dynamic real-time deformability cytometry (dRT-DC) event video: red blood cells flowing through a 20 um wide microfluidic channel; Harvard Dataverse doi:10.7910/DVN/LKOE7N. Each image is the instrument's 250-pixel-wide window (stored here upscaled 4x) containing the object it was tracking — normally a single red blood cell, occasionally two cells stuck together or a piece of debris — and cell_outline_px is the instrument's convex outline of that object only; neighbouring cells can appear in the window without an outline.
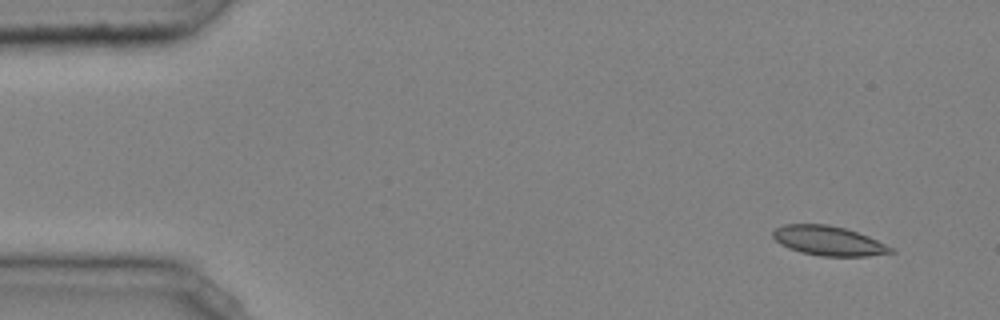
{"species": "common noctule bat (a hibernating species)", "species_latin": "Nyctalus noctula", "temperature_condition": "cold", "stored_images_in_passage": 44, "camera_frame_rate_fps": 3000, "um_per_image_px": 0.085, "animal": {"sex": "male", "body_mass_g": 20.4}, "frame": {"image": 1, "passage_image": 1, "time_ms": 0.0, "image_size_px": [1000, 320], "cell_outline_px": [[896, 252], [868, 256], [820, 256], [800, 252], [788, 248], [780, 244], [772, 236], [772, 232], [776, 228], [784, 224], [828, 224], [844, 228], [868, 236], [896, 248]], "centroid_in_image_um": [70.44, 20.47], "position_along_channel_um": 14.6, "area_um2": 20.4}}
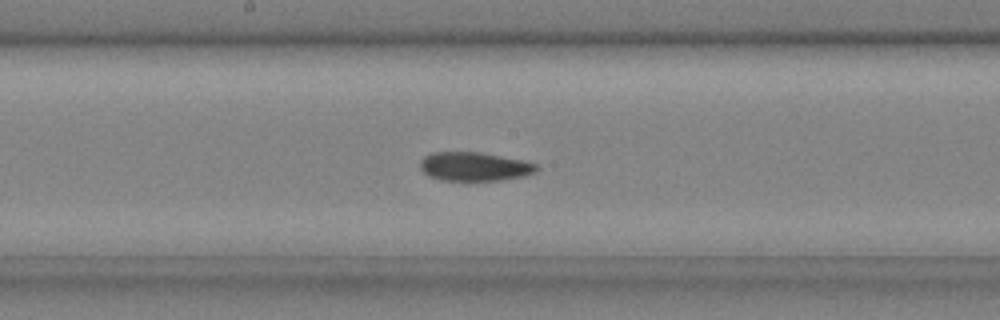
{"frame": {"image": 2, "passage_image": 23, "time_ms": 7.333, "image_size_px": [1000, 320], "cell_outline_px": [[540, 168], [536, 172], [524, 176], [500, 180], [440, 180], [428, 176], [420, 168], [420, 160], [424, 156], [432, 152], [480, 152], [524, 160], [536, 164]], "centroid_in_image_um": [40.33, 14.15], "position_along_channel_um": 207.9, "area_um2": 19.65}}
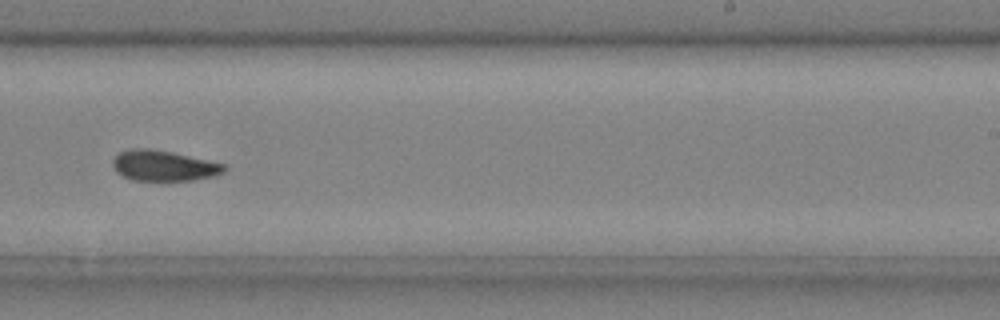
{"frame": {"image": 3, "passage_image": 28, "time_ms": 9.0, "image_size_px": [1000, 320], "cell_outline_px": [[228, 168], [224, 172], [212, 176], [192, 180], [132, 180], [116, 172], [112, 164], [112, 160], [120, 152], [132, 148], [148, 148], [172, 152], [224, 164]], "centroid_in_image_um": [13.9, 14.08], "position_along_channel_um": 275.1, "area_um2": 19.65}, "authors_computed_cell_mechanics": {"area_um2": 19.8254, "velocity_mm_per_s": 4.0396, "shape_relaxation_time_tau1_ms": null, "shape_relaxation_time_tau2_ms": 3.3578, "deformation_change_tau1": null, "deformation_change_tau2": 0.0824}}